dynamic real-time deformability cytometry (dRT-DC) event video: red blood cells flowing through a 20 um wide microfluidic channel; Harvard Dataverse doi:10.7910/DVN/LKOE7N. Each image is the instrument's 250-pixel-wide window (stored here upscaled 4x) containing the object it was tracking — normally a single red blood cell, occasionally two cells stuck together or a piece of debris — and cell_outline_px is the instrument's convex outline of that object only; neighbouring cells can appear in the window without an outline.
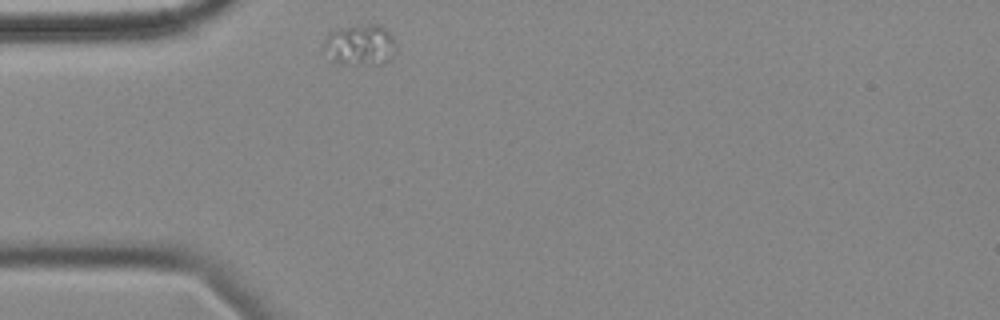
{"species": "common noctule bat (a hibernating species)", "species_latin": "Nyctalus noctula", "temperature_condition": "cold", "stored_images_in_passage": 35, "camera_frame_rate_fps": 3000, "um_per_image_px": 0.085, "animal": {"sex": "female", "body_mass_g": 18.4}, "frame": {"image": 1, "passage_image": 1, "time_ms": 0.0, "image_size_px": [1000, 320], "cell_outline_px": [[392, 56], [384, 64], [340, 64], [336, 60], [324, 44], [324, 40], [328, 32], [336, 28], [368, 24], [376, 24], [384, 28], [392, 36]], "centroid_in_image_um": [30.6, 3.79], "position_along_channel_um": 54.4, "area_um2": 16.59}}
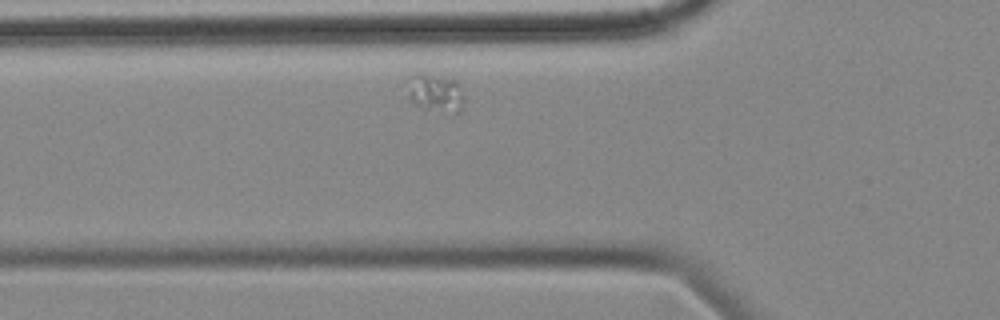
{"frame": {"image": 2, "passage_image": 5, "time_ms": 1.333, "image_size_px": [1000, 320], "cell_outline_px": [[464, 108], [460, 112], [452, 112], [416, 104], [408, 96], [408, 76], [416, 72], [456, 80], [464, 100]], "centroid_in_image_um": [37.01, 7.85], "position_along_channel_um": 88.8, "area_um2": 12.08}}
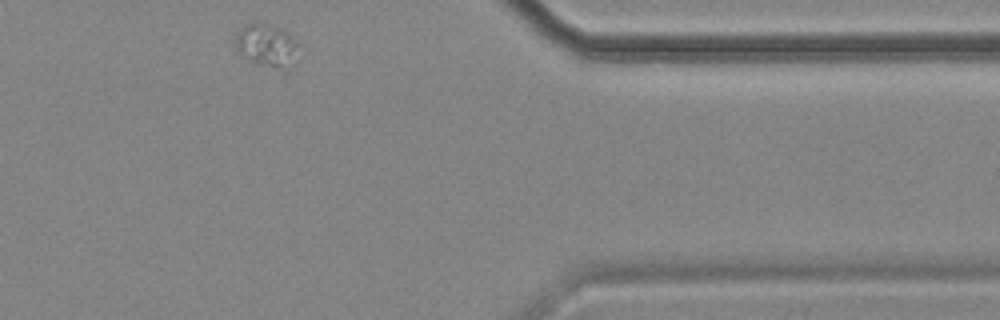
{"frame": {"image": 3, "passage_image": 35, "time_ms": 11.333, "image_size_px": [1000, 320], "cell_outline_px": [[300, 44], [276, 64], [260, 64], [252, 60], [240, 52], [236, 48], [236, 36], [240, 28], [244, 24], [256, 24], [276, 28], [292, 36]], "centroid_in_image_um": [22.48, 3.7], "position_along_channel_um": 388.9, "area_um2": 13.12}}